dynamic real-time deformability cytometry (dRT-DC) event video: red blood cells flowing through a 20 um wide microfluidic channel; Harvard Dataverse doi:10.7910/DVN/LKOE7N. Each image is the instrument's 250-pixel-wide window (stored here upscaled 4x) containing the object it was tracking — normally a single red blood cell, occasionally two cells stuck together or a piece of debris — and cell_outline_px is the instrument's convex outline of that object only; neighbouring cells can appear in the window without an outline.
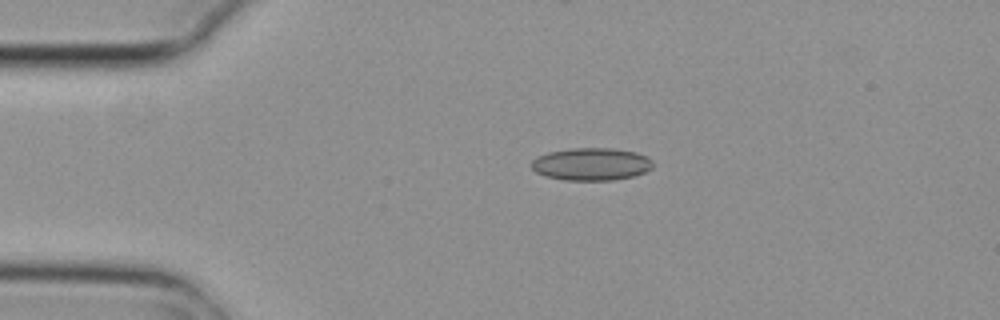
{"species": "common noctule bat (a hibernating species)", "species_latin": "Nyctalus noctula", "temperature_condition": "cold", "stored_images_in_passage": 4, "camera_frame_rate_fps": 3000, "um_per_image_px": 0.085, "animal": {"sex": "female", "body_mass_g": 29.2, "forearm_length_mm": 56.3}, "frame": {"image": 1, "passage_image": 3, "time_ms": 0.667, "image_size_px": [1000, 320], "cell_outline_px": [[652, 168], [644, 172], [632, 176], [612, 180], [564, 180], [544, 176], [536, 172], [532, 168], [532, 160], [536, 156], [548, 152], [572, 148], [612, 148], [636, 152], [648, 156], [652, 160]], "centroid_in_image_um": [50.25, 13.94], "position_along_channel_um": 34.8, "area_um2": 23.12}}